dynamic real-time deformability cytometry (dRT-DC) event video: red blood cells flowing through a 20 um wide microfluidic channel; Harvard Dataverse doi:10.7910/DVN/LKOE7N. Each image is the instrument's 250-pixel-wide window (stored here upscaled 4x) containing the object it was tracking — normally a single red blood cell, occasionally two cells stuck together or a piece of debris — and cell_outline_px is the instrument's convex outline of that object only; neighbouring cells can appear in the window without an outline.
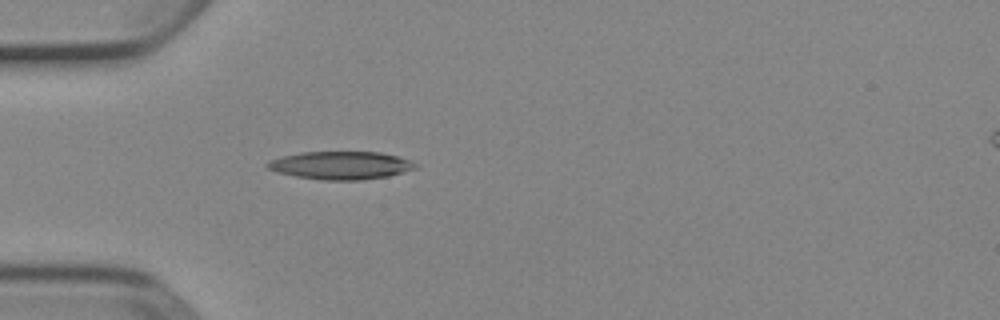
{"species": "Egyptian fruit bat (a non-hibernating species)", "species_latin": "Rousettus aegyptiacus", "temperature_condition": "cold", "stored_images_in_passage": 4, "camera_frame_rate_fps": 3000, "um_per_image_px": 0.085, "animal": {"sex": "female"}, "frame": {"image": 1, "passage_image": 4, "time_ms": 1.0, "image_size_px": [1000, 320], "cell_outline_px": [[416, 168], [388, 176], [360, 180], [320, 180], [296, 176], [276, 172], [268, 168], [264, 164], [268, 160], [300, 152], [380, 152], [396, 156], [408, 160], [416, 164]], "centroid_in_image_um": [28.91, 14.05], "position_along_channel_um": 56.1, "area_um2": 23.99}}